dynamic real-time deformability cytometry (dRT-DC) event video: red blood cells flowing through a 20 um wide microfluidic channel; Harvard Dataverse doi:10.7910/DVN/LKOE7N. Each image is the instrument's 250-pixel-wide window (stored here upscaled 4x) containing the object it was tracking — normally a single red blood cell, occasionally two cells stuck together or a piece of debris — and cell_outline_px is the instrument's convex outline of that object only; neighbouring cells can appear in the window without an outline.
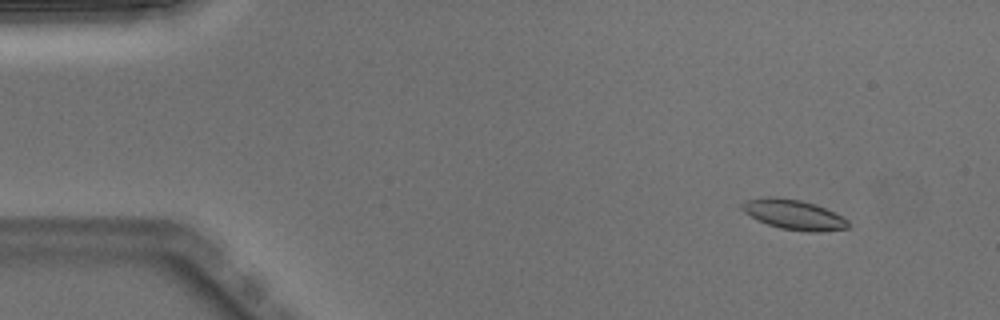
{"species": "Egyptian fruit bat (a non-hibernating species)", "species_latin": "Rousettus aegyptiacus", "temperature_condition": "warm", "stored_images_in_passage": 5, "camera_frame_rate_fps": 3000, "um_per_image_px": 0.085, "animal": {"sex": "male"}, "frame": {"image": 1, "passage_image": 2, "time_ms": 0.333, "image_size_px": [1000, 320], "cell_outline_px": [[848, 228], [820, 232], [808, 232], [780, 228], [768, 224], [744, 212], [740, 208], [740, 204], [748, 200], [764, 196], [776, 196], [800, 200], [816, 204], [848, 220]], "centroid_in_image_um": [67.45, 18.23], "position_along_channel_um": 17.6, "area_um2": 18.38}}
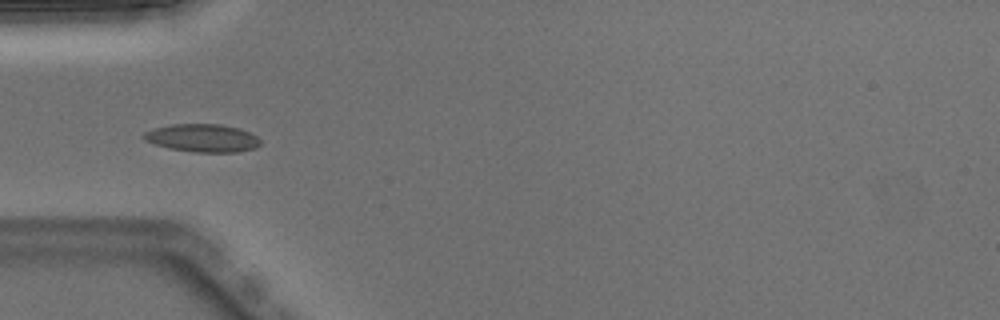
{"frame": {"image": 2, "passage_image": 5, "time_ms": 1.333, "image_size_px": [1000, 320], "cell_outline_px": [[260, 144], [256, 148], [236, 152], [196, 152], [168, 148], [144, 140], [140, 136], [144, 132], [152, 128], [172, 124], [220, 124], [240, 128], [256, 136], [260, 140]], "centroid_in_image_um": [17.18, 11.72], "position_along_channel_um": 67.8, "area_um2": 19.07}}